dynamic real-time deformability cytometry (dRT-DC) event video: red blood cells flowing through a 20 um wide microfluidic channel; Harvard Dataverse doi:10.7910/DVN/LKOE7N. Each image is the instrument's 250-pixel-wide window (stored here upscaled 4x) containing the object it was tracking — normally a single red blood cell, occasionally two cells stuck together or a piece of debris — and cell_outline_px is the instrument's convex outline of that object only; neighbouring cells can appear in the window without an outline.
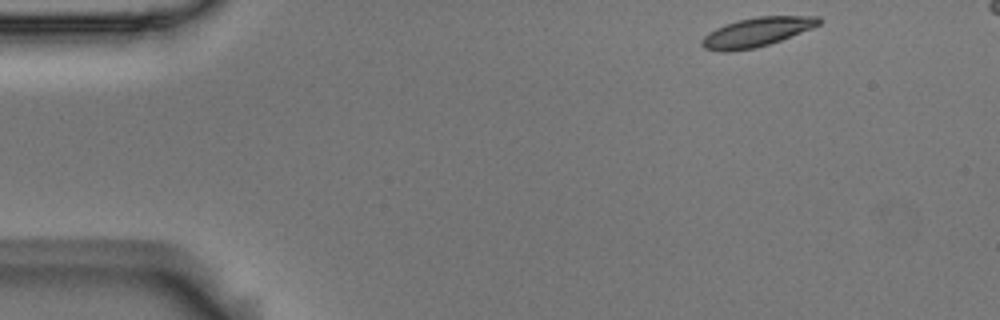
{"species": "Egyptian fruit bat (a non-hibernating species)", "species_latin": "Rousettus aegyptiacus", "temperature_condition": "room temperature", "stored_images_in_passage": 49, "camera_frame_rate_fps": 3000, "um_per_image_px": 0.085, "animal": {"sex": "male"}, "frame": {"image": 1, "passage_image": 1, "time_ms": 0.0, "image_size_px": [1000, 320], "cell_outline_px": [[820, 24], [812, 28], [780, 40], [756, 48], [728, 52], [720, 52], [704, 48], [700, 44], [700, 40], [708, 32], [724, 24], [736, 20], [756, 16], [820, 16]], "centroid_in_image_um": [64.26, 2.73], "position_along_channel_um": 20.7, "area_um2": 20.0}}
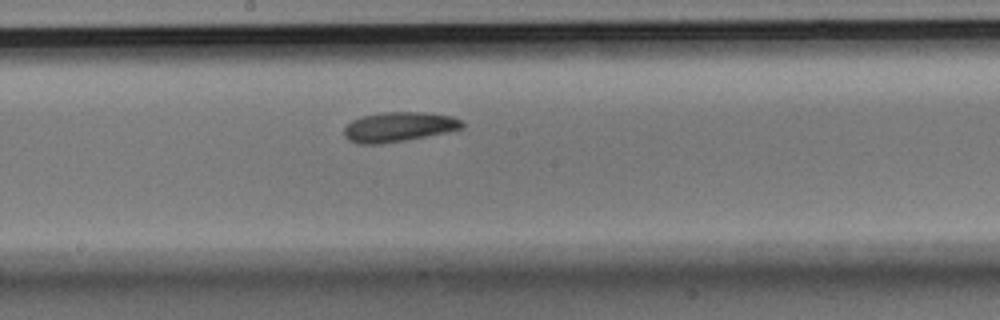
{"frame": {"image": 2, "passage_image": 24, "time_ms": 7.667, "image_size_px": [1000, 320], "cell_outline_px": [[464, 128], [404, 140], [376, 144], [360, 144], [348, 140], [344, 136], [344, 128], [352, 120], [364, 116], [380, 112], [424, 112], [452, 116], [460, 120], [464, 124]], "centroid_in_image_um": [33.87, 10.77], "position_along_channel_um": 214.3, "area_um2": 20.17}}
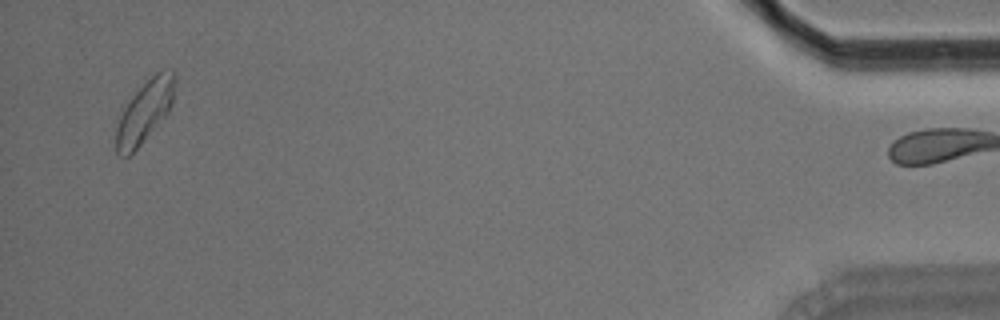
{"frame": {"image": 3, "passage_image": 48, "time_ms": 15.667, "image_size_px": [1000, 320], "cell_outline_px": [[176, 80], [172, 104], [168, 112], [140, 144], [128, 156], [120, 156], [116, 152], [116, 128], [120, 116], [124, 108], [132, 96], [156, 72], [172, 68], [176, 72]], "centroid_in_image_um": [12.33, 9.44], "position_along_channel_um": 422.9, "area_um2": 20.81}, "authors_computed_cell_mechanics": {"area_um2": 20.0566, "velocity_mm_per_s": 3.63, "shape_relaxation_time_tau1_ms": 4.1567, "shape_relaxation_time_tau2_ms": 9.9461, "deformation_change_tau1": 0.1136, "deformation_change_tau2": 0.1797}}